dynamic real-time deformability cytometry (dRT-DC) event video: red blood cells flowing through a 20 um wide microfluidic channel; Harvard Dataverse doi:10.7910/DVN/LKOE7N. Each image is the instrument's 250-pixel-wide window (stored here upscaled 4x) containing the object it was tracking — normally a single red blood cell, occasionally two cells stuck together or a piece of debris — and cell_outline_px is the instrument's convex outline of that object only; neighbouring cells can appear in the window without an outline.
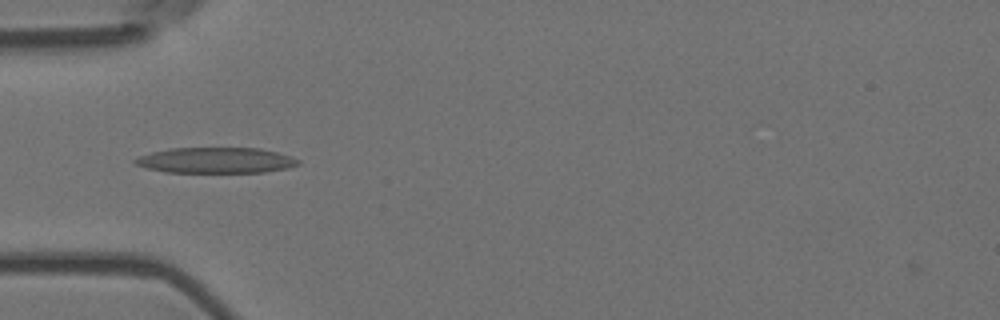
{"species": "Egyptian fruit bat (a non-hibernating species)", "species_latin": "Rousettus aegyptiacus", "temperature_condition": "room temperature", "stored_images_in_passage": 25, "camera_frame_rate_fps": 3000, "um_per_image_px": 0.085, "animal": {"sex": "female"}, "frame": {"image": 1, "passage_image": 1, "time_ms": 0.0, "image_size_px": [1000, 320], "cell_outline_px": [[300, 164], [288, 168], [264, 172], [164, 172], [148, 168], [136, 164], [132, 160], [140, 156], [152, 152], [168, 148], [260, 148], [276, 152], [300, 160]], "centroid_in_image_um": [18.34, 13.62], "position_along_channel_um": 66.7, "area_um2": 24.28}}
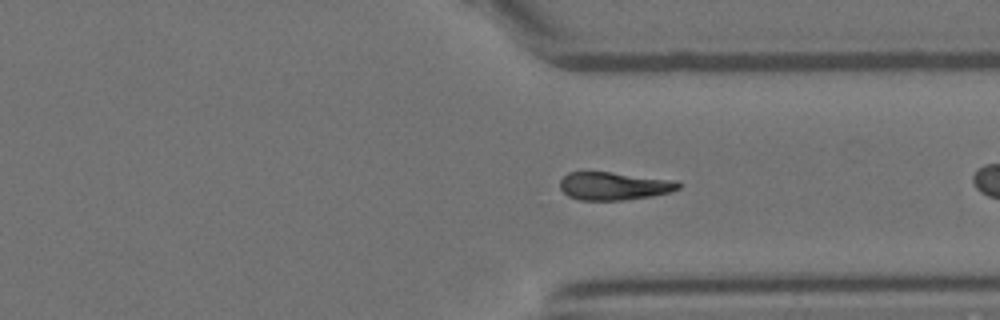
{"frame": {"image": 2, "passage_image": 22, "time_ms": 7.0, "image_size_px": [1000, 320], "cell_outline_px": [[680, 188], [668, 192], [652, 196], [624, 200], [580, 200], [568, 196], [560, 188], [560, 180], [568, 172], [612, 172], [676, 180], [680, 184]], "centroid_in_image_um": [52.18, 15.81], "position_along_channel_um": 359.2, "area_um2": 19.31}}